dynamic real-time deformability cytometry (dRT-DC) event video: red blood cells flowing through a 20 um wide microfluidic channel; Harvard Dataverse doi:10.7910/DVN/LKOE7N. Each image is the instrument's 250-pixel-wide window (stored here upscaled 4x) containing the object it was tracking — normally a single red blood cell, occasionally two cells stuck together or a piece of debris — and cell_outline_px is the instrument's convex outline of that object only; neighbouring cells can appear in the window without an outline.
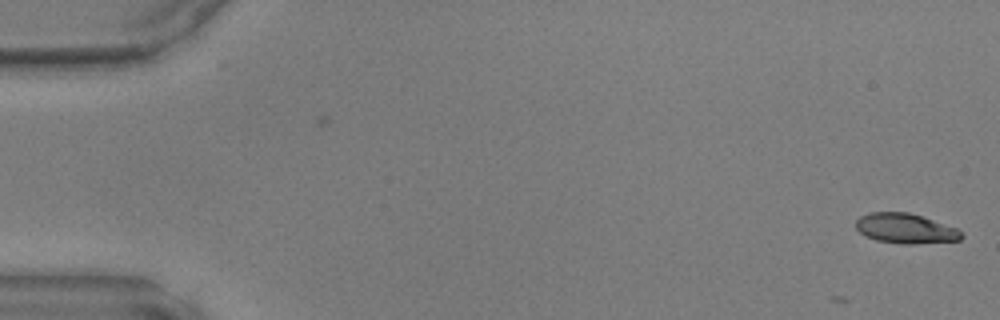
{"species": "common noctule bat (a hibernating species)", "species_latin": "Nyctalus noctula", "temperature_condition": "warm", "stored_images_in_passage": 5, "camera_frame_rate_fps": 3000, "um_per_image_px": 0.085, "animal": {"sex": "male", "body_mass_g": 17.9, "forearm_length_mm": 54.2}, "frame": {"image": 1, "passage_image": 1, "time_ms": 0.0, "image_size_px": [1000, 320], "cell_outline_px": [[964, 236], [960, 240], [916, 244], [904, 244], [876, 240], [864, 236], [856, 228], [856, 220], [860, 216], [868, 212], [908, 212], [956, 228]], "centroid_in_image_um": [76.92, 19.42], "position_along_channel_um": 8.1, "area_um2": 18.32}}